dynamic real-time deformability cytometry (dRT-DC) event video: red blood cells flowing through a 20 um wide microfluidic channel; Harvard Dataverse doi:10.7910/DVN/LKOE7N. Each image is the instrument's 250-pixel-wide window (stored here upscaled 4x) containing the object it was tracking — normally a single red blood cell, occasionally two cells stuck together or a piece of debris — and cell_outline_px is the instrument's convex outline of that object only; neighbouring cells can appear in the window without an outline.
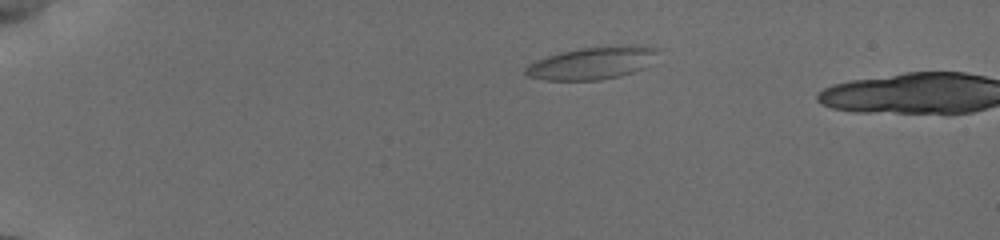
{"species": "common noctule bat (a hibernating species)", "species_latin": "Nyctalus noctula", "temperature_condition": "cold", "stored_images_in_passage": 4, "camera_frame_rate_fps": 3000, "um_per_image_px": 0.085, "animal": {"sex": "female", "body_mass_g": 19.5, "forearm_length_mm": 54.1}, "frame": {"image": 1, "passage_image": 2, "time_ms": 0.333, "image_size_px": [1000, 240], "cell_outline_px": [[660, 48], [644, 68], [620, 76], [600, 80], [544, 80], [528, 76], [524, 72], [524, 68], [548, 56], [580, 48], [628, 44], [648, 44]], "centroid_in_image_um": [50.41, 5.34], "position_along_channel_um": 34.6, "area_um2": 24.91}}